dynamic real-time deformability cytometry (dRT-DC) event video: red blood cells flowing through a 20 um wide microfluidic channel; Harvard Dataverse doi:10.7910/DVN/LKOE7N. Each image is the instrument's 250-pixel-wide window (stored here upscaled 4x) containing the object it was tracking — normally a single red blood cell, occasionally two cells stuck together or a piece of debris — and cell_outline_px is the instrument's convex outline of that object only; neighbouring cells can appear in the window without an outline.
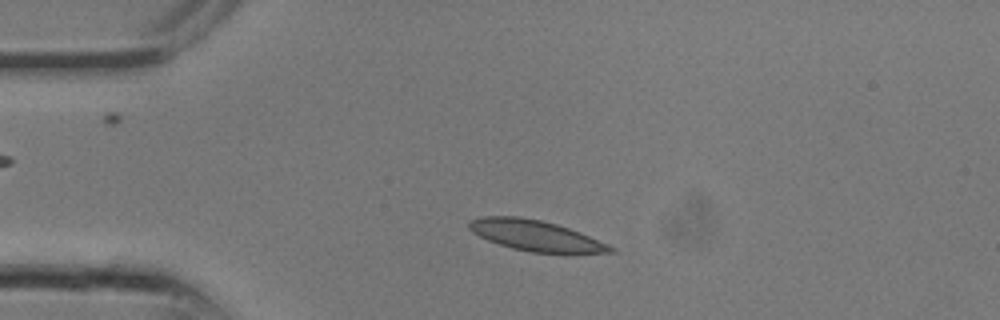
{"species": "common noctule bat (a hibernating species)", "species_latin": "Nyctalus noctula", "temperature_condition": "room temperature", "stored_images_in_passage": 9, "camera_frame_rate_fps": 3000, "um_per_image_px": 0.085, "animal": {"sex": "male", "body_mass_g": 13.3}, "frame": {"image": 1, "passage_image": 4, "time_ms": 1.0, "image_size_px": [1000, 320], "cell_outline_px": [[616, 252], [568, 256], [532, 252], [512, 248], [488, 240], [472, 232], [468, 228], [468, 220], [480, 216], [520, 216], [540, 220], [556, 224], [580, 232], [608, 244], [616, 248]], "centroid_in_image_um": [45.62, 20.07], "position_along_channel_um": 39.4, "area_um2": 26.13}}
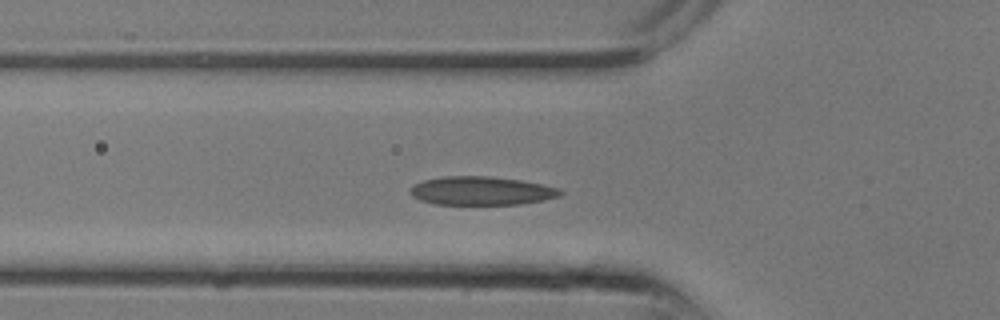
{"frame": {"image": 2, "passage_image": 7, "time_ms": 2.0, "image_size_px": [1000, 320], "cell_outline_px": [[564, 192], [560, 196], [544, 200], [520, 204], [432, 204], [420, 200], [412, 196], [408, 192], [416, 184], [424, 180], [444, 176], [488, 176], [520, 180], [560, 188]], "centroid_in_image_um": [40.93, 16.22], "position_along_channel_um": 84.9, "area_um2": 24.91}}
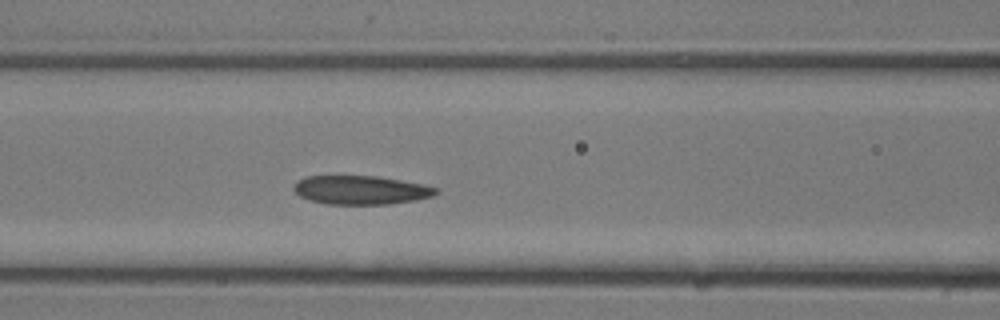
{"frame": {"image": 3, "passage_image": 9, "time_ms": 2.667, "image_size_px": [1000, 320], "cell_outline_px": [[440, 192], [432, 196], [416, 200], [388, 204], [324, 204], [308, 200], [300, 196], [292, 188], [292, 184], [296, 180], [304, 176], [376, 176], [424, 184], [440, 188]], "centroid_in_image_um": [30.65, 16.15], "position_along_channel_um": 135.9, "area_um2": 24.16}}